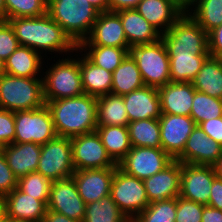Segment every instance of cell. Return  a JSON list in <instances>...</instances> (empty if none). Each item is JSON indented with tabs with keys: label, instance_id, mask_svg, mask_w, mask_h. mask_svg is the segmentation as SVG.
I'll list each match as a JSON object with an SVG mask.
<instances>
[{
	"label": "cell",
	"instance_id": "1",
	"mask_svg": "<svg viewBox=\"0 0 222 222\" xmlns=\"http://www.w3.org/2000/svg\"><path fill=\"white\" fill-rule=\"evenodd\" d=\"M7 21L13 27L19 45L34 49L41 55L43 52L71 55L78 47L48 13L39 17H19Z\"/></svg>",
	"mask_w": 222,
	"mask_h": 222
},
{
	"label": "cell",
	"instance_id": "2",
	"mask_svg": "<svg viewBox=\"0 0 222 222\" xmlns=\"http://www.w3.org/2000/svg\"><path fill=\"white\" fill-rule=\"evenodd\" d=\"M45 103L51 112L57 136L72 138L96 131L97 97L84 93Z\"/></svg>",
	"mask_w": 222,
	"mask_h": 222
},
{
	"label": "cell",
	"instance_id": "3",
	"mask_svg": "<svg viewBox=\"0 0 222 222\" xmlns=\"http://www.w3.org/2000/svg\"><path fill=\"white\" fill-rule=\"evenodd\" d=\"M47 13L78 46L100 12L88 0H48Z\"/></svg>",
	"mask_w": 222,
	"mask_h": 222
},
{
	"label": "cell",
	"instance_id": "4",
	"mask_svg": "<svg viewBox=\"0 0 222 222\" xmlns=\"http://www.w3.org/2000/svg\"><path fill=\"white\" fill-rule=\"evenodd\" d=\"M68 54L43 71V95L45 101L76 97L84 94L82 88L80 58ZM77 58V59H76Z\"/></svg>",
	"mask_w": 222,
	"mask_h": 222
},
{
	"label": "cell",
	"instance_id": "5",
	"mask_svg": "<svg viewBox=\"0 0 222 222\" xmlns=\"http://www.w3.org/2000/svg\"><path fill=\"white\" fill-rule=\"evenodd\" d=\"M41 78L0 76V108L9 111L33 110L45 105Z\"/></svg>",
	"mask_w": 222,
	"mask_h": 222
},
{
	"label": "cell",
	"instance_id": "6",
	"mask_svg": "<svg viewBox=\"0 0 222 222\" xmlns=\"http://www.w3.org/2000/svg\"><path fill=\"white\" fill-rule=\"evenodd\" d=\"M129 53L137 63L145 86L159 88L171 82L170 60L162 39L151 44L133 46Z\"/></svg>",
	"mask_w": 222,
	"mask_h": 222
},
{
	"label": "cell",
	"instance_id": "7",
	"mask_svg": "<svg viewBox=\"0 0 222 222\" xmlns=\"http://www.w3.org/2000/svg\"><path fill=\"white\" fill-rule=\"evenodd\" d=\"M167 52L210 55L208 33L189 15L182 14L166 33L161 34Z\"/></svg>",
	"mask_w": 222,
	"mask_h": 222
},
{
	"label": "cell",
	"instance_id": "8",
	"mask_svg": "<svg viewBox=\"0 0 222 222\" xmlns=\"http://www.w3.org/2000/svg\"><path fill=\"white\" fill-rule=\"evenodd\" d=\"M15 137L13 143L33 142L44 145L57 135L47 105L33 110L15 111Z\"/></svg>",
	"mask_w": 222,
	"mask_h": 222
},
{
	"label": "cell",
	"instance_id": "9",
	"mask_svg": "<svg viewBox=\"0 0 222 222\" xmlns=\"http://www.w3.org/2000/svg\"><path fill=\"white\" fill-rule=\"evenodd\" d=\"M110 196L126 217L134 219L150 204L143 180L114 168Z\"/></svg>",
	"mask_w": 222,
	"mask_h": 222
},
{
	"label": "cell",
	"instance_id": "10",
	"mask_svg": "<svg viewBox=\"0 0 222 222\" xmlns=\"http://www.w3.org/2000/svg\"><path fill=\"white\" fill-rule=\"evenodd\" d=\"M36 172L52 181L71 177L75 172L71 139L56 136L41 145V154Z\"/></svg>",
	"mask_w": 222,
	"mask_h": 222
},
{
	"label": "cell",
	"instance_id": "11",
	"mask_svg": "<svg viewBox=\"0 0 222 222\" xmlns=\"http://www.w3.org/2000/svg\"><path fill=\"white\" fill-rule=\"evenodd\" d=\"M70 139L75 171L115 168L118 166L107 154L97 131L78 135Z\"/></svg>",
	"mask_w": 222,
	"mask_h": 222
},
{
	"label": "cell",
	"instance_id": "12",
	"mask_svg": "<svg viewBox=\"0 0 222 222\" xmlns=\"http://www.w3.org/2000/svg\"><path fill=\"white\" fill-rule=\"evenodd\" d=\"M173 160L162 148L132 147L117 165L126 174L145 180L163 170Z\"/></svg>",
	"mask_w": 222,
	"mask_h": 222
},
{
	"label": "cell",
	"instance_id": "13",
	"mask_svg": "<svg viewBox=\"0 0 222 222\" xmlns=\"http://www.w3.org/2000/svg\"><path fill=\"white\" fill-rule=\"evenodd\" d=\"M215 177L213 166L181 163L179 196L202 205H208L210 189Z\"/></svg>",
	"mask_w": 222,
	"mask_h": 222
},
{
	"label": "cell",
	"instance_id": "14",
	"mask_svg": "<svg viewBox=\"0 0 222 222\" xmlns=\"http://www.w3.org/2000/svg\"><path fill=\"white\" fill-rule=\"evenodd\" d=\"M47 209L83 222L86 203L79 195L72 176L52 182Z\"/></svg>",
	"mask_w": 222,
	"mask_h": 222
},
{
	"label": "cell",
	"instance_id": "15",
	"mask_svg": "<svg viewBox=\"0 0 222 222\" xmlns=\"http://www.w3.org/2000/svg\"><path fill=\"white\" fill-rule=\"evenodd\" d=\"M159 124L161 147L176 159L183 152L196 123L190 116L162 114L159 117Z\"/></svg>",
	"mask_w": 222,
	"mask_h": 222
},
{
	"label": "cell",
	"instance_id": "16",
	"mask_svg": "<svg viewBox=\"0 0 222 222\" xmlns=\"http://www.w3.org/2000/svg\"><path fill=\"white\" fill-rule=\"evenodd\" d=\"M78 46L130 47L120 15L113 11L100 12L89 36Z\"/></svg>",
	"mask_w": 222,
	"mask_h": 222
},
{
	"label": "cell",
	"instance_id": "17",
	"mask_svg": "<svg viewBox=\"0 0 222 222\" xmlns=\"http://www.w3.org/2000/svg\"><path fill=\"white\" fill-rule=\"evenodd\" d=\"M222 155V145L208 137L198 126L189 135L183 152L176 158L181 163L213 166Z\"/></svg>",
	"mask_w": 222,
	"mask_h": 222
},
{
	"label": "cell",
	"instance_id": "18",
	"mask_svg": "<svg viewBox=\"0 0 222 222\" xmlns=\"http://www.w3.org/2000/svg\"><path fill=\"white\" fill-rule=\"evenodd\" d=\"M114 168L77 170L72 178L82 200L88 204L110 195Z\"/></svg>",
	"mask_w": 222,
	"mask_h": 222
},
{
	"label": "cell",
	"instance_id": "19",
	"mask_svg": "<svg viewBox=\"0 0 222 222\" xmlns=\"http://www.w3.org/2000/svg\"><path fill=\"white\" fill-rule=\"evenodd\" d=\"M149 203L177 198L181 184V162L174 159L167 167L143 180Z\"/></svg>",
	"mask_w": 222,
	"mask_h": 222
},
{
	"label": "cell",
	"instance_id": "20",
	"mask_svg": "<svg viewBox=\"0 0 222 222\" xmlns=\"http://www.w3.org/2000/svg\"><path fill=\"white\" fill-rule=\"evenodd\" d=\"M129 122L159 119L162 115L158 88L144 86L123 95Z\"/></svg>",
	"mask_w": 222,
	"mask_h": 222
},
{
	"label": "cell",
	"instance_id": "21",
	"mask_svg": "<svg viewBox=\"0 0 222 222\" xmlns=\"http://www.w3.org/2000/svg\"><path fill=\"white\" fill-rule=\"evenodd\" d=\"M158 93L162 114L190 116L195 94L192 82H169Z\"/></svg>",
	"mask_w": 222,
	"mask_h": 222
},
{
	"label": "cell",
	"instance_id": "22",
	"mask_svg": "<svg viewBox=\"0 0 222 222\" xmlns=\"http://www.w3.org/2000/svg\"><path fill=\"white\" fill-rule=\"evenodd\" d=\"M7 217L22 222H42L47 205L15 188L4 197Z\"/></svg>",
	"mask_w": 222,
	"mask_h": 222
},
{
	"label": "cell",
	"instance_id": "23",
	"mask_svg": "<svg viewBox=\"0 0 222 222\" xmlns=\"http://www.w3.org/2000/svg\"><path fill=\"white\" fill-rule=\"evenodd\" d=\"M8 166L17 179L36 172L41 154V145L27 143H13L1 148Z\"/></svg>",
	"mask_w": 222,
	"mask_h": 222
},
{
	"label": "cell",
	"instance_id": "24",
	"mask_svg": "<svg viewBox=\"0 0 222 222\" xmlns=\"http://www.w3.org/2000/svg\"><path fill=\"white\" fill-rule=\"evenodd\" d=\"M124 28L128 45L151 44L161 39V33L155 29L136 9L117 11Z\"/></svg>",
	"mask_w": 222,
	"mask_h": 222
},
{
	"label": "cell",
	"instance_id": "25",
	"mask_svg": "<svg viewBox=\"0 0 222 222\" xmlns=\"http://www.w3.org/2000/svg\"><path fill=\"white\" fill-rule=\"evenodd\" d=\"M135 9L161 34L183 14L170 0H141Z\"/></svg>",
	"mask_w": 222,
	"mask_h": 222
},
{
	"label": "cell",
	"instance_id": "26",
	"mask_svg": "<svg viewBox=\"0 0 222 222\" xmlns=\"http://www.w3.org/2000/svg\"><path fill=\"white\" fill-rule=\"evenodd\" d=\"M44 55L45 54L41 56V54L34 49L19 45V47L4 61L5 73L25 78L43 77L39 73H41L44 68L42 67Z\"/></svg>",
	"mask_w": 222,
	"mask_h": 222
},
{
	"label": "cell",
	"instance_id": "27",
	"mask_svg": "<svg viewBox=\"0 0 222 222\" xmlns=\"http://www.w3.org/2000/svg\"><path fill=\"white\" fill-rule=\"evenodd\" d=\"M82 88L85 94L99 97L112 91V72L92 63L84 54L79 55Z\"/></svg>",
	"mask_w": 222,
	"mask_h": 222
},
{
	"label": "cell",
	"instance_id": "28",
	"mask_svg": "<svg viewBox=\"0 0 222 222\" xmlns=\"http://www.w3.org/2000/svg\"><path fill=\"white\" fill-rule=\"evenodd\" d=\"M144 86L137 63L128 53L121 64L112 72L111 93L123 96Z\"/></svg>",
	"mask_w": 222,
	"mask_h": 222
},
{
	"label": "cell",
	"instance_id": "29",
	"mask_svg": "<svg viewBox=\"0 0 222 222\" xmlns=\"http://www.w3.org/2000/svg\"><path fill=\"white\" fill-rule=\"evenodd\" d=\"M171 82H192L210 55L191 52H168Z\"/></svg>",
	"mask_w": 222,
	"mask_h": 222
},
{
	"label": "cell",
	"instance_id": "30",
	"mask_svg": "<svg viewBox=\"0 0 222 222\" xmlns=\"http://www.w3.org/2000/svg\"><path fill=\"white\" fill-rule=\"evenodd\" d=\"M123 96L112 93L97 97V126H128Z\"/></svg>",
	"mask_w": 222,
	"mask_h": 222
},
{
	"label": "cell",
	"instance_id": "31",
	"mask_svg": "<svg viewBox=\"0 0 222 222\" xmlns=\"http://www.w3.org/2000/svg\"><path fill=\"white\" fill-rule=\"evenodd\" d=\"M192 84L195 90L222 99V59L209 56Z\"/></svg>",
	"mask_w": 222,
	"mask_h": 222
},
{
	"label": "cell",
	"instance_id": "32",
	"mask_svg": "<svg viewBox=\"0 0 222 222\" xmlns=\"http://www.w3.org/2000/svg\"><path fill=\"white\" fill-rule=\"evenodd\" d=\"M96 131L107 154L116 164L131 150L132 145L127 126H97Z\"/></svg>",
	"mask_w": 222,
	"mask_h": 222
},
{
	"label": "cell",
	"instance_id": "33",
	"mask_svg": "<svg viewBox=\"0 0 222 222\" xmlns=\"http://www.w3.org/2000/svg\"><path fill=\"white\" fill-rule=\"evenodd\" d=\"M130 47L78 46L76 53L84 55L96 66L113 72L129 53ZM82 52V53H81Z\"/></svg>",
	"mask_w": 222,
	"mask_h": 222
},
{
	"label": "cell",
	"instance_id": "34",
	"mask_svg": "<svg viewBox=\"0 0 222 222\" xmlns=\"http://www.w3.org/2000/svg\"><path fill=\"white\" fill-rule=\"evenodd\" d=\"M132 147H161L159 119H142L128 123Z\"/></svg>",
	"mask_w": 222,
	"mask_h": 222
},
{
	"label": "cell",
	"instance_id": "35",
	"mask_svg": "<svg viewBox=\"0 0 222 222\" xmlns=\"http://www.w3.org/2000/svg\"><path fill=\"white\" fill-rule=\"evenodd\" d=\"M126 218L109 195L86 204L83 222H123Z\"/></svg>",
	"mask_w": 222,
	"mask_h": 222
},
{
	"label": "cell",
	"instance_id": "36",
	"mask_svg": "<svg viewBox=\"0 0 222 222\" xmlns=\"http://www.w3.org/2000/svg\"><path fill=\"white\" fill-rule=\"evenodd\" d=\"M189 15L209 33L222 24V0H198Z\"/></svg>",
	"mask_w": 222,
	"mask_h": 222
},
{
	"label": "cell",
	"instance_id": "37",
	"mask_svg": "<svg viewBox=\"0 0 222 222\" xmlns=\"http://www.w3.org/2000/svg\"><path fill=\"white\" fill-rule=\"evenodd\" d=\"M190 117L196 125L201 122L222 117V99L208 96L195 90Z\"/></svg>",
	"mask_w": 222,
	"mask_h": 222
},
{
	"label": "cell",
	"instance_id": "38",
	"mask_svg": "<svg viewBox=\"0 0 222 222\" xmlns=\"http://www.w3.org/2000/svg\"><path fill=\"white\" fill-rule=\"evenodd\" d=\"M177 211V198L151 202L140 212L135 222H175Z\"/></svg>",
	"mask_w": 222,
	"mask_h": 222
},
{
	"label": "cell",
	"instance_id": "39",
	"mask_svg": "<svg viewBox=\"0 0 222 222\" xmlns=\"http://www.w3.org/2000/svg\"><path fill=\"white\" fill-rule=\"evenodd\" d=\"M52 182V180L44 177L41 173L31 172L18 179L17 188L47 205Z\"/></svg>",
	"mask_w": 222,
	"mask_h": 222
},
{
	"label": "cell",
	"instance_id": "40",
	"mask_svg": "<svg viewBox=\"0 0 222 222\" xmlns=\"http://www.w3.org/2000/svg\"><path fill=\"white\" fill-rule=\"evenodd\" d=\"M7 20L47 14L48 0H4Z\"/></svg>",
	"mask_w": 222,
	"mask_h": 222
},
{
	"label": "cell",
	"instance_id": "41",
	"mask_svg": "<svg viewBox=\"0 0 222 222\" xmlns=\"http://www.w3.org/2000/svg\"><path fill=\"white\" fill-rule=\"evenodd\" d=\"M204 206L178 196L175 222H202Z\"/></svg>",
	"mask_w": 222,
	"mask_h": 222
},
{
	"label": "cell",
	"instance_id": "42",
	"mask_svg": "<svg viewBox=\"0 0 222 222\" xmlns=\"http://www.w3.org/2000/svg\"><path fill=\"white\" fill-rule=\"evenodd\" d=\"M18 47L13 27L8 21L0 22V58L5 61Z\"/></svg>",
	"mask_w": 222,
	"mask_h": 222
},
{
	"label": "cell",
	"instance_id": "43",
	"mask_svg": "<svg viewBox=\"0 0 222 222\" xmlns=\"http://www.w3.org/2000/svg\"><path fill=\"white\" fill-rule=\"evenodd\" d=\"M14 137V112L0 108V148L13 144Z\"/></svg>",
	"mask_w": 222,
	"mask_h": 222
},
{
	"label": "cell",
	"instance_id": "44",
	"mask_svg": "<svg viewBox=\"0 0 222 222\" xmlns=\"http://www.w3.org/2000/svg\"><path fill=\"white\" fill-rule=\"evenodd\" d=\"M18 179L13 174L11 168L8 166L6 158L0 148V196L11 193L17 188Z\"/></svg>",
	"mask_w": 222,
	"mask_h": 222
},
{
	"label": "cell",
	"instance_id": "45",
	"mask_svg": "<svg viewBox=\"0 0 222 222\" xmlns=\"http://www.w3.org/2000/svg\"><path fill=\"white\" fill-rule=\"evenodd\" d=\"M198 126L206 133L208 137L222 145V117L201 122L198 124Z\"/></svg>",
	"mask_w": 222,
	"mask_h": 222
},
{
	"label": "cell",
	"instance_id": "46",
	"mask_svg": "<svg viewBox=\"0 0 222 222\" xmlns=\"http://www.w3.org/2000/svg\"><path fill=\"white\" fill-rule=\"evenodd\" d=\"M208 51L211 57L222 59V24L208 33Z\"/></svg>",
	"mask_w": 222,
	"mask_h": 222
},
{
	"label": "cell",
	"instance_id": "47",
	"mask_svg": "<svg viewBox=\"0 0 222 222\" xmlns=\"http://www.w3.org/2000/svg\"><path fill=\"white\" fill-rule=\"evenodd\" d=\"M208 206L222 211V179L218 177L213 180Z\"/></svg>",
	"mask_w": 222,
	"mask_h": 222
},
{
	"label": "cell",
	"instance_id": "48",
	"mask_svg": "<svg viewBox=\"0 0 222 222\" xmlns=\"http://www.w3.org/2000/svg\"><path fill=\"white\" fill-rule=\"evenodd\" d=\"M141 0H108L109 11L117 12L122 9H135Z\"/></svg>",
	"mask_w": 222,
	"mask_h": 222
},
{
	"label": "cell",
	"instance_id": "49",
	"mask_svg": "<svg viewBox=\"0 0 222 222\" xmlns=\"http://www.w3.org/2000/svg\"><path fill=\"white\" fill-rule=\"evenodd\" d=\"M201 220L202 222H222V211L205 205Z\"/></svg>",
	"mask_w": 222,
	"mask_h": 222
},
{
	"label": "cell",
	"instance_id": "50",
	"mask_svg": "<svg viewBox=\"0 0 222 222\" xmlns=\"http://www.w3.org/2000/svg\"><path fill=\"white\" fill-rule=\"evenodd\" d=\"M42 222H80L72 220L63 214L53 212L47 209L46 215L44 216Z\"/></svg>",
	"mask_w": 222,
	"mask_h": 222
},
{
	"label": "cell",
	"instance_id": "51",
	"mask_svg": "<svg viewBox=\"0 0 222 222\" xmlns=\"http://www.w3.org/2000/svg\"><path fill=\"white\" fill-rule=\"evenodd\" d=\"M183 14L190 13L198 0H170Z\"/></svg>",
	"mask_w": 222,
	"mask_h": 222
},
{
	"label": "cell",
	"instance_id": "52",
	"mask_svg": "<svg viewBox=\"0 0 222 222\" xmlns=\"http://www.w3.org/2000/svg\"><path fill=\"white\" fill-rule=\"evenodd\" d=\"M99 12L109 11L108 0H88Z\"/></svg>",
	"mask_w": 222,
	"mask_h": 222
},
{
	"label": "cell",
	"instance_id": "53",
	"mask_svg": "<svg viewBox=\"0 0 222 222\" xmlns=\"http://www.w3.org/2000/svg\"><path fill=\"white\" fill-rule=\"evenodd\" d=\"M216 177L222 179V155L219 157L218 161L213 165Z\"/></svg>",
	"mask_w": 222,
	"mask_h": 222
},
{
	"label": "cell",
	"instance_id": "54",
	"mask_svg": "<svg viewBox=\"0 0 222 222\" xmlns=\"http://www.w3.org/2000/svg\"><path fill=\"white\" fill-rule=\"evenodd\" d=\"M7 217L6 204L3 197L0 196V222H3Z\"/></svg>",
	"mask_w": 222,
	"mask_h": 222
},
{
	"label": "cell",
	"instance_id": "55",
	"mask_svg": "<svg viewBox=\"0 0 222 222\" xmlns=\"http://www.w3.org/2000/svg\"><path fill=\"white\" fill-rule=\"evenodd\" d=\"M7 21L6 6L4 0H0V22Z\"/></svg>",
	"mask_w": 222,
	"mask_h": 222
},
{
	"label": "cell",
	"instance_id": "56",
	"mask_svg": "<svg viewBox=\"0 0 222 222\" xmlns=\"http://www.w3.org/2000/svg\"><path fill=\"white\" fill-rule=\"evenodd\" d=\"M5 73V63L4 60L0 58V76Z\"/></svg>",
	"mask_w": 222,
	"mask_h": 222
},
{
	"label": "cell",
	"instance_id": "57",
	"mask_svg": "<svg viewBox=\"0 0 222 222\" xmlns=\"http://www.w3.org/2000/svg\"><path fill=\"white\" fill-rule=\"evenodd\" d=\"M3 222H22V221H18V220H14V219H10V218L6 217Z\"/></svg>",
	"mask_w": 222,
	"mask_h": 222
},
{
	"label": "cell",
	"instance_id": "58",
	"mask_svg": "<svg viewBox=\"0 0 222 222\" xmlns=\"http://www.w3.org/2000/svg\"><path fill=\"white\" fill-rule=\"evenodd\" d=\"M123 222H135L134 219L127 217Z\"/></svg>",
	"mask_w": 222,
	"mask_h": 222
}]
</instances>
